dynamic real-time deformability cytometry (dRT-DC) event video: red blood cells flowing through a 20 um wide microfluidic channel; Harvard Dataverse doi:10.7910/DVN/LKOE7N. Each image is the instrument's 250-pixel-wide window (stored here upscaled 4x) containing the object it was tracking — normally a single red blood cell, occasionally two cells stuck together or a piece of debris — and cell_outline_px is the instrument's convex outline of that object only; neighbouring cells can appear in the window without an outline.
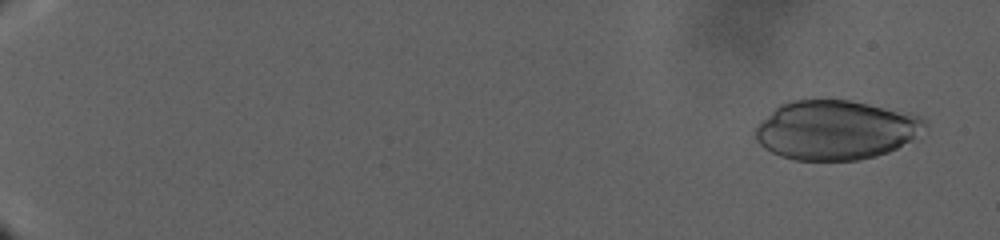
{"species": "human", "species_latin": "Homo sapiens", "temperature_condition": "warm", "stored_images_in_passage": 16, "camera_frame_rate_fps": 3000, "um_per_image_px": 0.085, "donor": {"sex": "male"}, "frame": {"image": 1, "passage_image": 6, "time_ms": 3.0, "image_size_px": [1000, 240], "cell_outline_px": [[924, 120], [912, 140], [888, 152], [876, 156], [860, 160], [792, 160], [780, 156], [764, 148], [756, 140], [756, 128], [780, 104], [788, 100], [848, 100], [908, 112], [920, 116]], "centroid_in_image_um": [70.99, 11.06], "position_along_channel_um": 14.0, "area_um2": 57.8}}